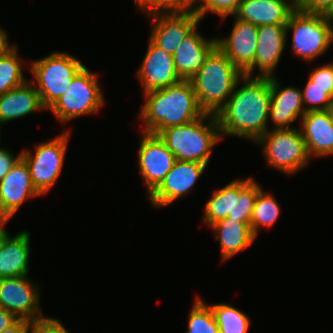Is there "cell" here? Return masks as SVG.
Listing matches in <instances>:
<instances>
[{"instance_id":"cell-1","label":"cell","mask_w":333,"mask_h":333,"mask_svg":"<svg viewBox=\"0 0 333 333\" xmlns=\"http://www.w3.org/2000/svg\"><path fill=\"white\" fill-rule=\"evenodd\" d=\"M240 82L244 85L238 89ZM270 78L243 76L227 103L216 114L220 134L256 142L268 129Z\"/></svg>"},{"instance_id":"cell-2","label":"cell","mask_w":333,"mask_h":333,"mask_svg":"<svg viewBox=\"0 0 333 333\" xmlns=\"http://www.w3.org/2000/svg\"><path fill=\"white\" fill-rule=\"evenodd\" d=\"M140 110L142 132L158 135L162 130L191 122L205 114L200 107L190 80L144 94Z\"/></svg>"},{"instance_id":"cell-3","label":"cell","mask_w":333,"mask_h":333,"mask_svg":"<svg viewBox=\"0 0 333 333\" xmlns=\"http://www.w3.org/2000/svg\"><path fill=\"white\" fill-rule=\"evenodd\" d=\"M158 136L176 160L205 165H208L213 148L222 140L217 117L211 113L182 125L168 127Z\"/></svg>"},{"instance_id":"cell-4","label":"cell","mask_w":333,"mask_h":333,"mask_svg":"<svg viewBox=\"0 0 333 333\" xmlns=\"http://www.w3.org/2000/svg\"><path fill=\"white\" fill-rule=\"evenodd\" d=\"M244 74L217 47L206 63L190 79L200 107L217 114L227 103Z\"/></svg>"},{"instance_id":"cell-5","label":"cell","mask_w":333,"mask_h":333,"mask_svg":"<svg viewBox=\"0 0 333 333\" xmlns=\"http://www.w3.org/2000/svg\"><path fill=\"white\" fill-rule=\"evenodd\" d=\"M30 67L34 75L31 82L36 85L43 106L49 109L65 93L71 80L84 64L71 54L53 52L44 58L34 60Z\"/></svg>"},{"instance_id":"cell-6","label":"cell","mask_w":333,"mask_h":333,"mask_svg":"<svg viewBox=\"0 0 333 333\" xmlns=\"http://www.w3.org/2000/svg\"><path fill=\"white\" fill-rule=\"evenodd\" d=\"M104 100L97 75L84 66L73 77L65 93L49 109L64 124L81 115L98 113Z\"/></svg>"},{"instance_id":"cell-7","label":"cell","mask_w":333,"mask_h":333,"mask_svg":"<svg viewBox=\"0 0 333 333\" xmlns=\"http://www.w3.org/2000/svg\"><path fill=\"white\" fill-rule=\"evenodd\" d=\"M255 143L263 147L268 166L287 173L296 174L309 164V156L300 129H272Z\"/></svg>"},{"instance_id":"cell-8","label":"cell","mask_w":333,"mask_h":333,"mask_svg":"<svg viewBox=\"0 0 333 333\" xmlns=\"http://www.w3.org/2000/svg\"><path fill=\"white\" fill-rule=\"evenodd\" d=\"M291 30L292 51L306 62L323 55L332 43V28L326 15L294 10L286 24V33Z\"/></svg>"},{"instance_id":"cell-9","label":"cell","mask_w":333,"mask_h":333,"mask_svg":"<svg viewBox=\"0 0 333 333\" xmlns=\"http://www.w3.org/2000/svg\"><path fill=\"white\" fill-rule=\"evenodd\" d=\"M69 132H63L50 141L40 143L33 155L27 149L21 152L22 159L28 165L32 183L41 195L49 192L61 174Z\"/></svg>"},{"instance_id":"cell-10","label":"cell","mask_w":333,"mask_h":333,"mask_svg":"<svg viewBox=\"0 0 333 333\" xmlns=\"http://www.w3.org/2000/svg\"><path fill=\"white\" fill-rule=\"evenodd\" d=\"M39 289L28 275L0 278V307L31 322L45 318L40 310Z\"/></svg>"},{"instance_id":"cell-11","label":"cell","mask_w":333,"mask_h":333,"mask_svg":"<svg viewBox=\"0 0 333 333\" xmlns=\"http://www.w3.org/2000/svg\"><path fill=\"white\" fill-rule=\"evenodd\" d=\"M138 156L139 172L150 194L172 169L176 159L158 135L144 132Z\"/></svg>"},{"instance_id":"cell-12","label":"cell","mask_w":333,"mask_h":333,"mask_svg":"<svg viewBox=\"0 0 333 333\" xmlns=\"http://www.w3.org/2000/svg\"><path fill=\"white\" fill-rule=\"evenodd\" d=\"M207 165L200 162L176 160L161 183L149 194L155 207L169 206L193 189Z\"/></svg>"},{"instance_id":"cell-13","label":"cell","mask_w":333,"mask_h":333,"mask_svg":"<svg viewBox=\"0 0 333 333\" xmlns=\"http://www.w3.org/2000/svg\"><path fill=\"white\" fill-rule=\"evenodd\" d=\"M150 17L154 19V25L149 40L170 54L176 51L180 43L198 26L200 21L199 16L192 11L157 13Z\"/></svg>"},{"instance_id":"cell-14","label":"cell","mask_w":333,"mask_h":333,"mask_svg":"<svg viewBox=\"0 0 333 333\" xmlns=\"http://www.w3.org/2000/svg\"><path fill=\"white\" fill-rule=\"evenodd\" d=\"M42 196L34 187L26 162L21 158L0 181V218L10 219L26 199Z\"/></svg>"},{"instance_id":"cell-15","label":"cell","mask_w":333,"mask_h":333,"mask_svg":"<svg viewBox=\"0 0 333 333\" xmlns=\"http://www.w3.org/2000/svg\"><path fill=\"white\" fill-rule=\"evenodd\" d=\"M257 48L253 66L244 74L247 77L271 78L287 43L286 25L258 26ZM259 74L253 75L255 69Z\"/></svg>"},{"instance_id":"cell-16","label":"cell","mask_w":333,"mask_h":333,"mask_svg":"<svg viewBox=\"0 0 333 333\" xmlns=\"http://www.w3.org/2000/svg\"><path fill=\"white\" fill-rule=\"evenodd\" d=\"M137 77L144 94L174 85L182 80L175 70L172 54L155 46L150 40L137 71Z\"/></svg>"},{"instance_id":"cell-17","label":"cell","mask_w":333,"mask_h":333,"mask_svg":"<svg viewBox=\"0 0 333 333\" xmlns=\"http://www.w3.org/2000/svg\"><path fill=\"white\" fill-rule=\"evenodd\" d=\"M258 26L235 18L226 38H217L218 48L245 74L254 64Z\"/></svg>"},{"instance_id":"cell-18","label":"cell","mask_w":333,"mask_h":333,"mask_svg":"<svg viewBox=\"0 0 333 333\" xmlns=\"http://www.w3.org/2000/svg\"><path fill=\"white\" fill-rule=\"evenodd\" d=\"M197 28L184 38L172 54L175 70L182 80H190L218 47L216 38L205 39Z\"/></svg>"},{"instance_id":"cell-19","label":"cell","mask_w":333,"mask_h":333,"mask_svg":"<svg viewBox=\"0 0 333 333\" xmlns=\"http://www.w3.org/2000/svg\"><path fill=\"white\" fill-rule=\"evenodd\" d=\"M299 128L309 158L333 154V118L330 110L308 111Z\"/></svg>"},{"instance_id":"cell-20","label":"cell","mask_w":333,"mask_h":333,"mask_svg":"<svg viewBox=\"0 0 333 333\" xmlns=\"http://www.w3.org/2000/svg\"><path fill=\"white\" fill-rule=\"evenodd\" d=\"M277 78H270L271 101L268 119H271L275 129H290L292 122L305 115L302 92L293 86L279 88Z\"/></svg>"},{"instance_id":"cell-21","label":"cell","mask_w":333,"mask_h":333,"mask_svg":"<svg viewBox=\"0 0 333 333\" xmlns=\"http://www.w3.org/2000/svg\"><path fill=\"white\" fill-rule=\"evenodd\" d=\"M293 11L288 1L243 0L233 16L256 26L286 25Z\"/></svg>"},{"instance_id":"cell-22","label":"cell","mask_w":333,"mask_h":333,"mask_svg":"<svg viewBox=\"0 0 333 333\" xmlns=\"http://www.w3.org/2000/svg\"><path fill=\"white\" fill-rule=\"evenodd\" d=\"M28 230L10 236L8 233L0 246V278L28 275L30 257Z\"/></svg>"},{"instance_id":"cell-23","label":"cell","mask_w":333,"mask_h":333,"mask_svg":"<svg viewBox=\"0 0 333 333\" xmlns=\"http://www.w3.org/2000/svg\"><path fill=\"white\" fill-rule=\"evenodd\" d=\"M38 110L46 108L31 81L26 80L22 85L0 95V123H7Z\"/></svg>"},{"instance_id":"cell-24","label":"cell","mask_w":333,"mask_h":333,"mask_svg":"<svg viewBox=\"0 0 333 333\" xmlns=\"http://www.w3.org/2000/svg\"><path fill=\"white\" fill-rule=\"evenodd\" d=\"M220 241L221 260L226 261L252 245L256 237L248 224L224 218L209 226Z\"/></svg>"},{"instance_id":"cell-25","label":"cell","mask_w":333,"mask_h":333,"mask_svg":"<svg viewBox=\"0 0 333 333\" xmlns=\"http://www.w3.org/2000/svg\"><path fill=\"white\" fill-rule=\"evenodd\" d=\"M261 188V185L254 180V177L244 180L235 179L233 214H228L227 217L250 226L254 203Z\"/></svg>"},{"instance_id":"cell-26","label":"cell","mask_w":333,"mask_h":333,"mask_svg":"<svg viewBox=\"0 0 333 333\" xmlns=\"http://www.w3.org/2000/svg\"><path fill=\"white\" fill-rule=\"evenodd\" d=\"M280 205L270 193H265L262 188L256 197L250 218L252 234L257 237L260 227L270 228L279 218Z\"/></svg>"},{"instance_id":"cell-27","label":"cell","mask_w":333,"mask_h":333,"mask_svg":"<svg viewBox=\"0 0 333 333\" xmlns=\"http://www.w3.org/2000/svg\"><path fill=\"white\" fill-rule=\"evenodd\" d=\"M234 206V180L221 189L213 191L211 198L204 207V222L211 226L233 214Z\"/></svg>"},{"instance_id":"cell-28","label":"cell","mask_w":333,"mask_h":333,"mask_svg":"<svg viewBox=\"0 0 333 333\" xmlns=\"http://www.w3.org/2000/svg\"><path fill=\"white\" fill-rule=\"evenodd\" d=\"M219 328V333H247L250 319L241 310L226 304L209 305Z\"/></svg>"},{"instance_id":"cell-29","label":"cell","mask_w":333,"mask_h":333,"mask_svg":"<svg viewBox=\"0 0 333 333\" xmlns=\"http://www.w3.org/2000/svg\"><path fill=\"white\" fill-rule=\"evenodd\" d=\"M17 45L8 54L0 57V95L22 85L27 78L23 77V70L17 53Z\"/></svg>"},{"instance_id":"cell-30","label":"cell","mask_w":333,"mask_h":333,"mask_svg":"<svg viewBox=\"0 0 333 333\" xmlns=\"http://www.w3.org/2000/svg\"><path fill=\"white\" fill-rule=\"evenodd\" d=\"M187 333H219L211 307L199 296L196 297L188 316Z\"/></svg>"},{"instance_id":"cell-31","label":"cell","mask_w":333,"mask_h":333,"mask_svg":"<svg viewBox=\"0 0 333 333\" xmlns=\"http://www.w3.org/2000/svg\"><path fill=\"white\" fill-rule=\"evenodd\" d=\"M243 0H200L195 13L200 20L206 13H215L222 19L233 16Z\"/></svg>"},{"instance_id":"cell-32","label":"cell","mask_w":333,"mask_h":333,"mask_svg":"<svg viewBox=\"0 0 333 333\" xmlns=\"http://www.w3.org/2000/svg\"><path fill=\"white\" fill-rule=\"evenodd\" d=\"M302 92L303 105L305 111H326L330 110L333 106V98L325 92V89H321L316 86H305Z\"/></svg>"},{"instance_id":"cell-33","label":"cell","mask_w":333,"mask_h":333,"mask_svg":"<svg viewBox=\"0 0 333 333\" xmlns=\"http://www.w3.org/2000/svg\"><path fill=\"white\" fill-rule=\"evenodd\" d=\"M306 86L325 89V92L333 98V64H325L314 69L309 75Z\"/></svg>"},{"instance_id":"cell-34","label":"cell","mask_w":333,"mask_h":333,"mask_svg":"<svg viewBox=\"0 0 333 333\" xmlns=\"http://www.w3.org/2000/svg\"><path fill=\"white\" fill-rule=\"evenodd\" d=\"M30 333H69L63 324L52 317H46L32 322Z\"/></svg>"},{"instance_id":"cell-35","label":"cell","mask_w":333,"mask_h":333,"mask_svg":"<svg viewBox=\"0 0 333 333\" xmlns=\"http://www.w3.org/2000/svg\"><path fill=\"white\" fill-rule=\"evenodd\" d=\"M333 7V0H300L298 9L307 13L327 15Z\"/></svg>"},{"instance_id":"cell-36","label":"cell","mask_w":333,"mask_h":333,"mask_svg":"<svg viewBox=\"0 0 333 333\" xmlns=\"http://www.w3.org/2000/svg\"><path fill=\"white\" fill-rule=\"evenodd\" d=\"M21 158L22 153H19L18 157H15L9 149L0 147V181Z\"/></svg>"},{"instance_id":"cell-37","label":"cell","mask_w":333,"mask_h":333,"mask_svg":"<svg viewBox=\"0 0 333 333\" xmlns=\"http://www.w3.org/2000/svg\"><path fill=\"white\" fill-rule=\"evenodd\" d=\"M140 10L147 15L167 13V0H134Z\"/></svg>"},{"instance_id":"cell-38","label":"cell","mask_w":333,"mask_h":333,"mask_svg":"<svg viewBox=\"0 0 333 333\" xmlns=\"http://www.w3.org/2000/svg\"><path fill=\"white\" fill-rule=\"evenodd\" d=\"M200 0H167V13L195 12Z\"/></svg>"},{"instance_id":"cell-39","label":"cell","mask_w":333,"mask_h":333,"mask_svg":"<svg viewBox=\"0 0 333 333\" xmlns=\"http://www.w3.org/2000/svg\"><path fill=\"white\" fill-rule=\"evenodd\" d=\"M32 322L18 318L10 327L0 333H29Z\"/></svg>"},{"instance_id":"cell-40","label":"cell","mask_w":333,"mask_h":333,"mask_svg":"<svg viewBox=\"0 0 333 333\" xmlns=\"http://www.w3.org/2000/svg\"><path fill=\"white\" fill-rule=\"evenodd\" d=\"M17 319L12 312L0 307V332L10 327Z\"/></svg>"},{"instance_id":"cell-41","label":"cell","mask_w":333,"mask_h":333,"mask_svg":"<svg viewBox=\"0 0 333 333\" xmlns=\"http://www.w3.org/2000/svg\"><path fill=\"white\" fill-rule=\"evenodd\" d=\"M4 31L5 30L0 27V57L5 56L16 47V45H9L7 34Z\"/></svg>"},{"instance_id":"cell-42","label":"cell","mask_w":333,"mask_h":333,"mask_svg":"<svg viewBox=\"0 0 333 333\" xmlns=\"http://www.w3.org/2000/svg\"><path fill=\"white\" fill-rule=\"evenodd\" d=\"M7 221H9L8 218H0V246L8 234V232L5 230L4 226L6 225Z\"/></svg>"},{"instance_id":"cell-43","label":"cell","mask_w":333,"mask_h":333,"mask_svg":"<svg viewBox=\"0 0 333 333\" xmlns=\"http://www.w3.org/2000/svg\"><path fill=\"white\" fill-rule=\"evenodd\" d=\"M326 18L328 20V23L331 25V28L333 29V7L332 9L327 13Z\"/></svg>"},{"instance_id":"cell-44","label":"cell","mask_w":333,"mask_h":333,"mask_svg":"<svg viewBox=\"0 0 333 333\" xmlns=\"http://www.w3.org/2000/svg\"><path fill=\"white\" fill-rule=\"evenodd\" d=\"M280 1L286 2V0H280ZM290 1H291V7H292L294 10H297L298 7H299V2H300V0H290Z\"/></svg>"},{"instance_id":"cell-45","label":"cell","mask_w":333,"mask_h":333,"mask_svg":"<svg viewBox=\"0 0 333 333\" xmlns=\"http://www.w3.org/2000/svg\"><path fill=\"white\" fill-rule=\"evenodd\" d=\"M330 111H331V115H332V118H333V106L330 108Z\"/></svg>"}]
</instances>
